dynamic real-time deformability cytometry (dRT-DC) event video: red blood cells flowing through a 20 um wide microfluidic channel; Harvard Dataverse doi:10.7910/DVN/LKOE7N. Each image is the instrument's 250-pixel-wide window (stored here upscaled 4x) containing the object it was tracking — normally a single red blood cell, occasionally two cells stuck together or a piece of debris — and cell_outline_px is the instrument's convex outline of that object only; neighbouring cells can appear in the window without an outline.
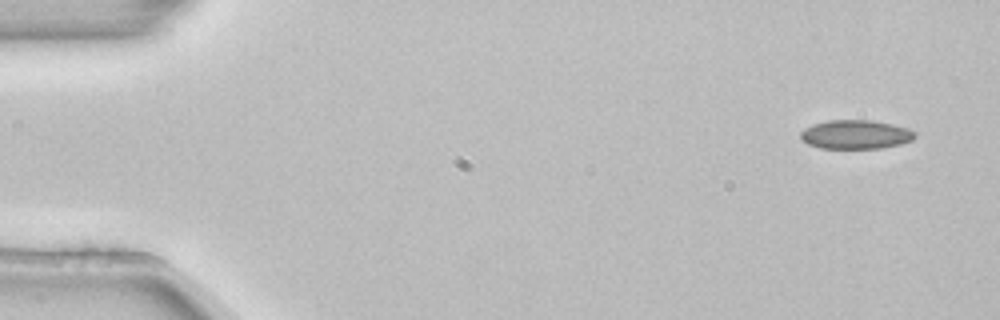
{"species": "common noctule bat (a hibernating species)", "species_latin": "Nyctalus noctula", "temperature_condition": "room temperature", "stored_images_in_passage": 5, "segment_of_instrument_passage": [2, 2], "camera_frame_rate_fps": 3000, "um_per_image_px": 0.085, "animal": {"sex": "female", "body_mass_g": 22.7, "forearm_length_mm": 54.2}, "frame": {"image": 1, "passage_image": 5, "time_ms": 1.333, "image_size_px": [1000, 320], "cell_outline_px": [[916, 136], [912, 140], [900, 144], [880, 148], [820, 148], [808, 144], [800, 140], [800, 132], [804, 128], [812, 124], [828, 120], [872, 120], [892, 124], [908, 128], [916, 132]], "centroid_in_image_um": [72.71, 11.42], "position_along_channel_um": 12.3, "area_um2": 19.42}}